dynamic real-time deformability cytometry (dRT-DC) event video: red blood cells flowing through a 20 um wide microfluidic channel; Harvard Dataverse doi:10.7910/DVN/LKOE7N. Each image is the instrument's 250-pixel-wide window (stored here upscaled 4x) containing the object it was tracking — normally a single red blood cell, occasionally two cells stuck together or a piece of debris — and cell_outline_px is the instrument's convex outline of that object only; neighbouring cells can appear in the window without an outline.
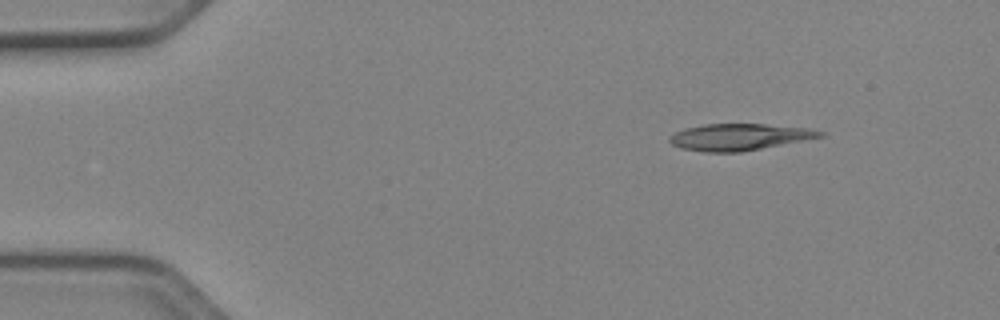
{"species": "Egyptian fruit bat (a non-hibernating species)", "species_latin": "Rousettus aegyptiacus", "temperature_condition": "cold", "stored_images_in_passage": 45, "camera_frame_rate_fps": 3000, "um_per_image_px": 0.085, "animal": {"sex": "female"}, "frame": {"image": 1, "passage_image": 1, "time_ms": 0.0, "image_size_px": [1000, 320], "cell_outline_px": [[828, 136], [740, 152], [704, 152], [680, 148], [672, 144], [668, 140], [668, 136], [684, 128], [704, 124], [764, 124], [804, 128], [824, 132]], "centroid_in_image_um": [62.81, 11.65], "position_along_channel_um": 22.2, "area_um2": 23.35}}
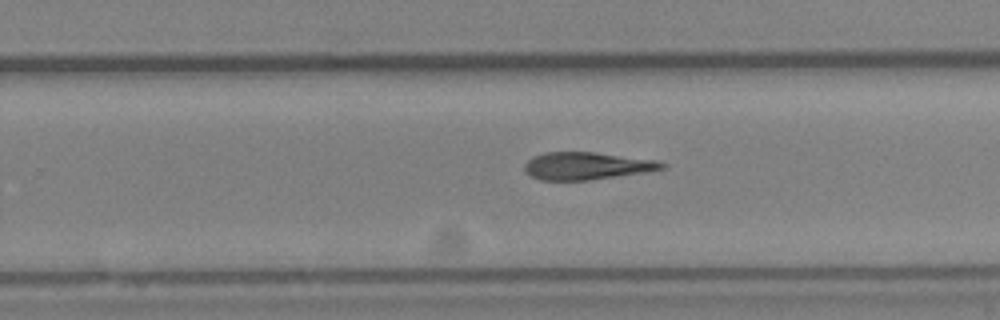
{"frame": {"image": 2, "passage_image": 27, "time_ms": 8.667, "image_size_px": [1000, 320], "cell_outline_px": [[668, 164], [664, 168], [616, 176], [588, 180], [540, 180], [524, 172], [524, 164], [532, 156], [544, 152], [592, 152], [656, 160]], "centroid_in_image_um": [49.79, 14.09], "position_along_channel_um": 280.0, "area_um2": 21.73}}
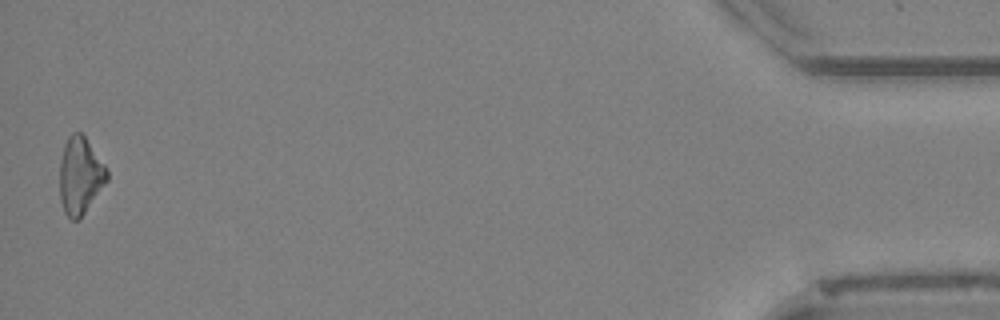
{"frame": {"image": 3, "passage_image": 45, "time_ms": 14.667, "image_size_px": [1000, 320], "cell_outline_px": [[108, 180], [80, 220], [72, 220], [64, 212], [60, 200], [60, 160], [64, 144], [68, 136], [72, 132], [80, 132], [84, 136], [104, 164], [108, 172]], "centroid_in_image_um": [6.8, 14.95], "position_along_channel_um": 428.4, "area_um2": 21.27}}